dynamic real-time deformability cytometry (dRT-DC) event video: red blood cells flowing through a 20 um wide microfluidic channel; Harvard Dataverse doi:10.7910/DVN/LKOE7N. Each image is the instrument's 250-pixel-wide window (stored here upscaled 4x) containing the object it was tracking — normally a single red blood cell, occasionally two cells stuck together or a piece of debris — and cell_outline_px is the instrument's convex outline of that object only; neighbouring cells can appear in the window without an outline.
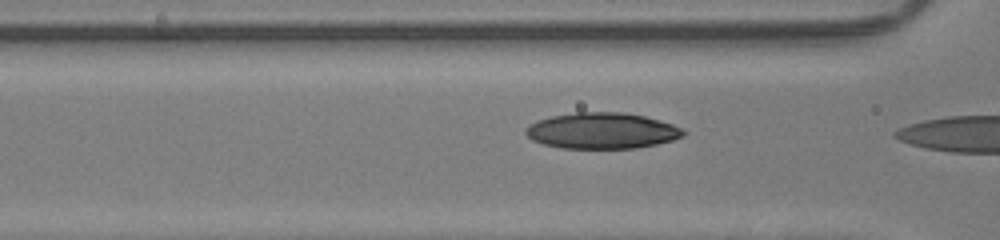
{"species": "human", "species_latin": "Homo sapiens", "temperature_condition": "room temperature", "stored_images_in_passage": 4, "camera_frame_rate_fps": 3000, "um_per_image_px": 0.085, "donor": {"sex": "male"}, "frame": {"image": 1, "passage_image": 3, "time_ms": 0.667, "image_size_px": [1000, 240], "cell_outline_px": [[688, 132], [684, 136], [672, 140], [656, 144], [636, 148], [560, 148], [544, 144], [532, 140], [524, 132], [524, 128], [528, 124], [536, 120], [552, 116], [576, 112], [624, 112], [644, 116], [660, 120], [684, 128]], "centroid_in_image_um": [51.17, 11.11], "position_along_channel_um": 115.4, "area_um2": 33.35}}